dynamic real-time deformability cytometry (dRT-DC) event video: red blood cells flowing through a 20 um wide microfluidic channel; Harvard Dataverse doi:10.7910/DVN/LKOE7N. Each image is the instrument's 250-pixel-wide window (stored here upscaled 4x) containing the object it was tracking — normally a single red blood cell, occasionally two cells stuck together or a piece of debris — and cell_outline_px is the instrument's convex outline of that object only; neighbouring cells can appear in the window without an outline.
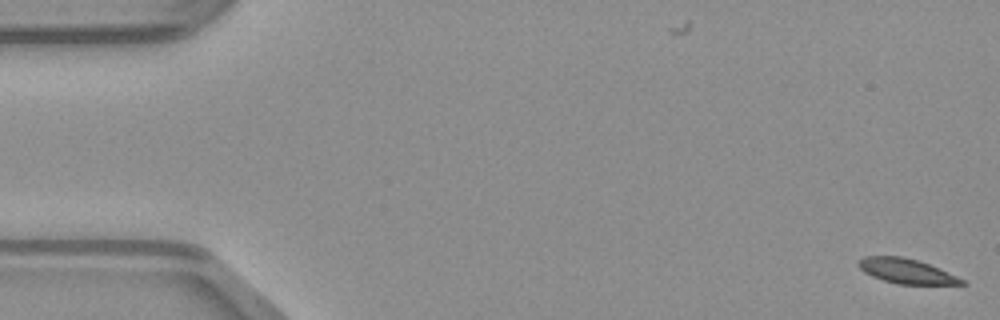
{"species": "common noctule bat (a hibernating species)", "species_latin": "Nyctalus noctula", "temperature_condition": "warm", "stored_images_in_passage": 2, "camera_frame_rate_fps": 3000, "um_per_image_px": 0.085, "animal": {"sex": "male", "body_mass_g": 23.1, "forearm_length_mm": 52.7}, "frame": {"image": 1, "passage_image": 2, "time_ms": 0.333, "image_size_px": [1000, 320], "cell_outline_px": [[968, 284], [896, 284], [872, 276], [864, 272], [856, 264], [864, 256], [900, 256], [916, 260], [928, 264], [956, 276], [964, 280]], "centroid_in_image_um": [77.0, 23.04], "position_along_channel_um": 8.0, "area_um2": 14.62}}